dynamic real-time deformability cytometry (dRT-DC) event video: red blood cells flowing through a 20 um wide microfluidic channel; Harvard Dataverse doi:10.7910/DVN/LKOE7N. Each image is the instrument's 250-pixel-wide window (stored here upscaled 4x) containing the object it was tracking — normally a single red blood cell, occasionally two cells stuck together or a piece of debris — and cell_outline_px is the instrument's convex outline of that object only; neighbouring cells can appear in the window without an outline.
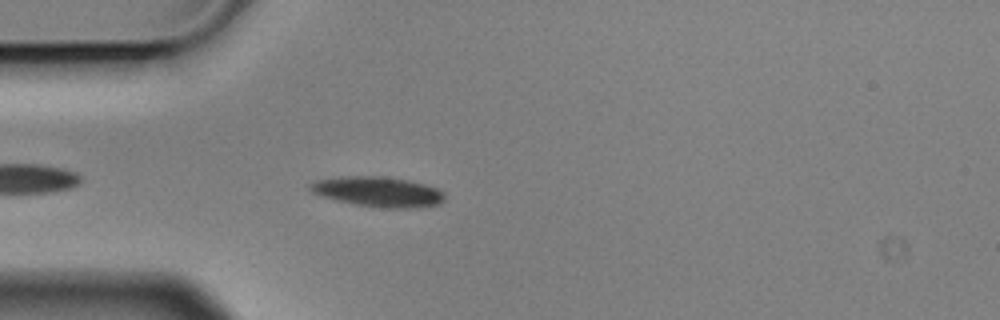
{"species": "Egyptian fruit bat (a non-hibernating species)", "species_latin": "Rousettus aegyptiacus", "temperature_condition": "cold", "stored_images_in_passage": 1, "camera_frame_rate_fps": 3000, "um_per_image_px": 0.085, "animal": {"sex": "male"}, "frame": {"image": 1, "passage_image": 1, "time_ms": 0.0, "image_size_px": [1000, 320], "cell_outline_px": [[444, 200], [440, 204], [420, 208], [380, 208], [356, 204], [336, 200], [312, 192], [308, 188], [308, 184], [316, 180], [344, 176], [380, 176], [408, 180], [424, 184], [436, 188], [444, 192]], "centroid_in_image_um": [32.16, 16.3], "position_along_channel_um": 52.8, "area_um2": 23.64}}